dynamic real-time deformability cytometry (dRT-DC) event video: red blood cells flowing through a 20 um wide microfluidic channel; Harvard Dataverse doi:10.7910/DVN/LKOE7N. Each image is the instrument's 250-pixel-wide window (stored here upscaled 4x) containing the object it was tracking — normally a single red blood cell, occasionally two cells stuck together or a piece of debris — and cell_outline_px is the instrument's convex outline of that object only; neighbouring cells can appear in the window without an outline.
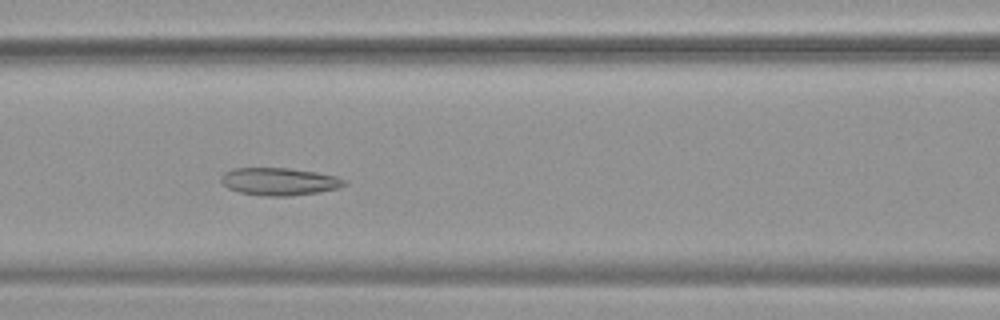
{"species": "common noctule bat (a hibernating species)", "species_latin": "Nyctalus noctula", "temperature_condition": "warm", "stored_images_in_passage": 53, "camera_frame_rate_fps": 3000, "um_per_image_px": 0.085, "animal": {"sex": "female", "body_mass_g": 19.9}, "frame": {"image": 1, "passage_image": 23, "time_ms": 7.333, "image_size_px": [1000, 320], "cell_outline_px": [[348, 184], [340, 188], [320, 192], [288, 196], [264, 196], [240, 192], [228, 188], [220, 180], [220, 176], [224, 172], [232, 168], [288, 168], [316, 172], [336, 176], [348, 180]], "centroid_in_image_um": [23.77, 15.43], "position_along_channel_um": 142.8, "area_um2": 20.0}}
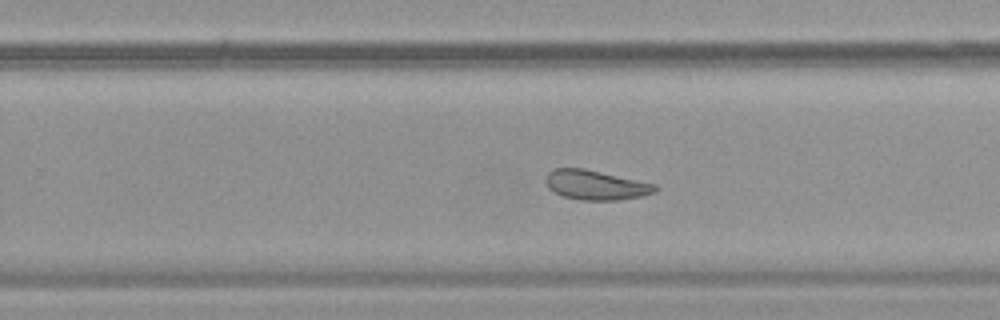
{"frame": {"image": 2, "passage_image": 34, "time_ms": 11.0, "image_size_px": [1000, 320], "cell_outline_px": [[660, 188], [656, 192], [644, 196], [620, 200], [580, 200], [564, 196], [548, 188], [544, 180], [544, 176], [552, 168], [584, 168], [656, 184]], "centroid_in_image_um": [50.65, 15.72], "position_along_channel_um": 279.2, "area_um2": 19.13}}
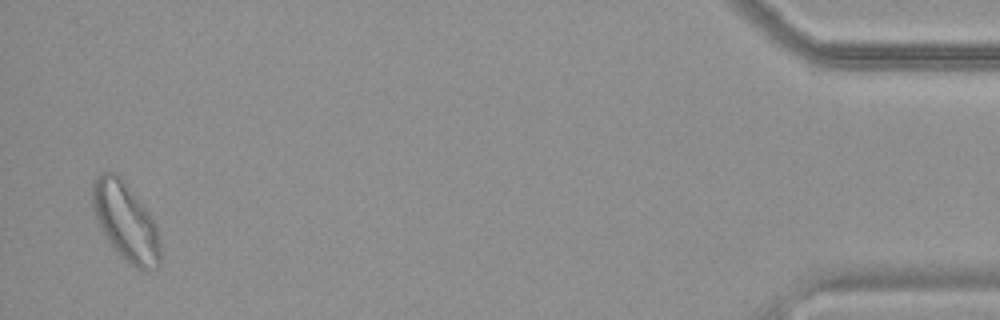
{"frame": {"image": 3, "passage_image": 52, "time_ms": 17.0, "image_size_px": [1000, 320], "cell_outline_px": [[160, 264], [156, 268], [144, 272], [132, 264], [104, 236], [100, 228], [92, 208], [92, 184], [96, 176], [100, 172], [116, 172], [120, 176], [148, 212], [156, 224], [160, 244]], "centroid_in_image_um": [10.67, 18.81], "position_along_channel_um": 424.5, "area_um2": 30.46}, "authors_computed_cell_mechanics": {"area_um2": 24.9118, "velocity_mm_per_s": 3.7331, "shape_relaxation_time_tau1_ms": null, "shape_relaxation_time_tau2_ms": 2.8379, "deformation_change_tau1": null, "deformation_change_tau2": 0.0976}}